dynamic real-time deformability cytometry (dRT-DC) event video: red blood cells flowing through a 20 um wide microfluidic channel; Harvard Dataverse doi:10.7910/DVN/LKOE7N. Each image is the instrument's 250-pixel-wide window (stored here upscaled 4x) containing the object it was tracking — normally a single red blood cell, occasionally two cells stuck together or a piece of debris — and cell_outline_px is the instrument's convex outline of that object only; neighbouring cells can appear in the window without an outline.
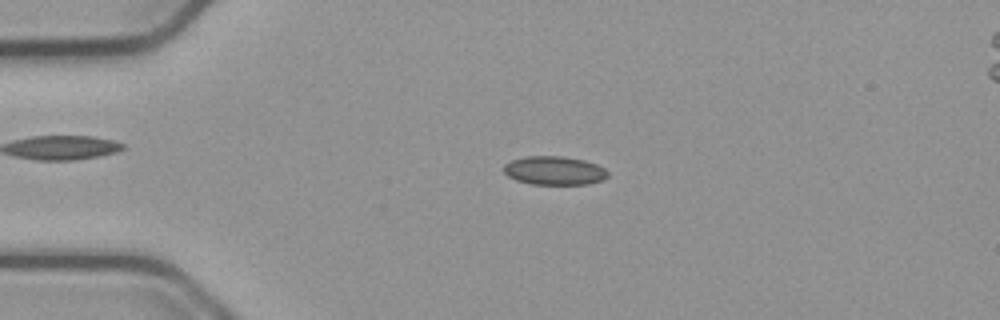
{"species": "common noctule bat (a hibernating species)", "species_latin": "Nyctalus noctula", "temperature_condition": "cold", "stored_images_in_passage": 50, "camera_frame_rate_fps": 3000, "um_per_image_px": 0.085, "animal": {"sex": "male", "body_mass_g": 23.1, "forearm_length_mm": 52.7}, "frame": {"image": 1, "passage_image": 8, "time_ms": 2.333, "image_size_px": [1000, 320], "cell_outline_px": [[608, 176], [604, 180], [588, 184], [532, 184], [516, 180], [508, 176], [504, 172], [504, 164], [512, 160], [524, 156], [564, 156], [584, 160], [596, 164], [604, 168], [608, 172]], "centroid_in_image_um": [47.13, 14.49], "position_along_channel_um": 37.9, "area_um2": 17.46}}
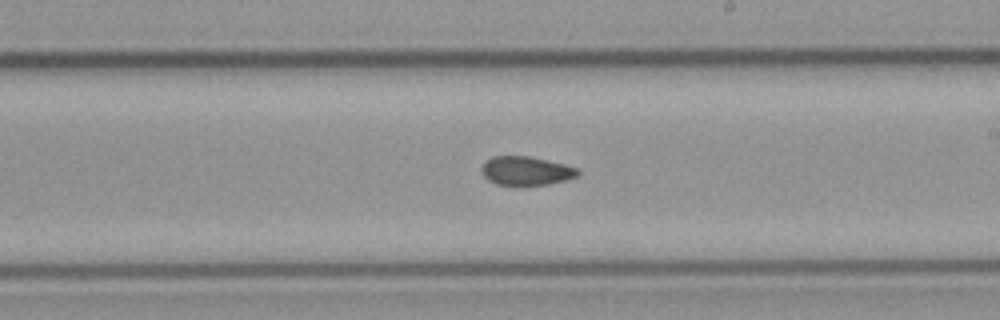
{"frame": {"image": 2, "passage_image": 27, "time_ms": 8.667, "image_size_px": [1000, 320], "cell_outline_px": [[580, 176], [568, 180], [548, 184], [524, 188], [520, 188], [496, 184], [488, 180], [480, 172], [480, 168], [484, 160], [492, 156], [528, 156], [564, 164], [576, 168], [580, 172]], "centroid_in_image_um": [44.68, 14.57], "position_along_channel_um": 244.3, "area_um2": 16.99}}
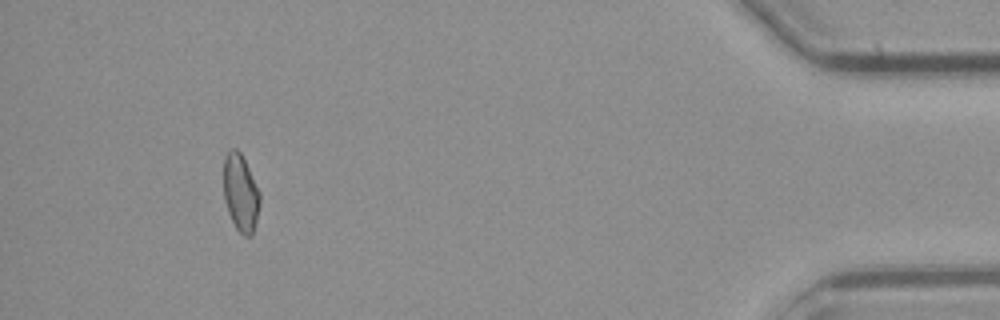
{"frame": {"image": 3, "passage_image": 46, "time_ms": 15.0, "image_size_px": [1000, 320], "cell_outline_px": [[260, 204], [256, 224], [252, 236], [244, 236], [236, 228], [228, 212], [224, 200], [224, 156], [232, 148], [236, 148], [240, 152], [260, 192]], "centroid_in_image_um": [20.46, 16.42], "position_along_channel_um": 414.7, "area_um2": 16.3}, "authors_computed_cell_mechanics": {"area_um2": 16.8776, "velocity_mm_per_s": 3.779, "shape_relaxation_time_tau1_ms": null, "shape_relaxation_time_tau2_ms": 5.579, "deformation_change_tau1": null, "deformation_change_tau2": 0.0811}}